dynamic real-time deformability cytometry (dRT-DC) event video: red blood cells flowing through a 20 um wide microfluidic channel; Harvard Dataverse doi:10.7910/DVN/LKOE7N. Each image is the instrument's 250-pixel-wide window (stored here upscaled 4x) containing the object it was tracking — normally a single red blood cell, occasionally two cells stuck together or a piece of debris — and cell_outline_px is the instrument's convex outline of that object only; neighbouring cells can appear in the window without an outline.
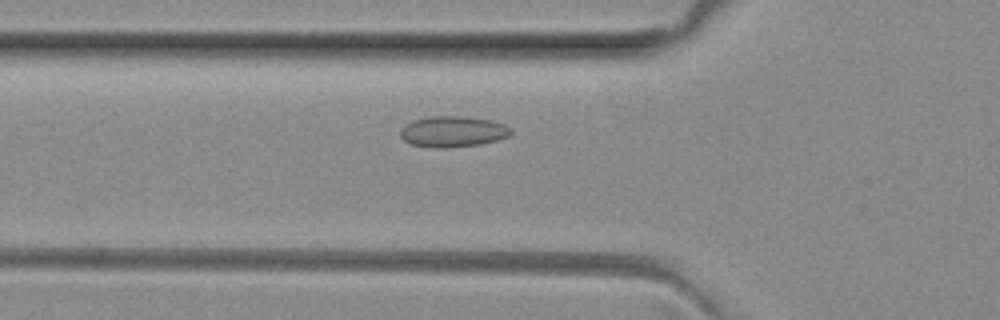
{"species": "common noctule bat (a hibernating species)", "species_latin": "Nyctalus noctula", "temperature_condition": "room temperature", "stored_images_in_passage": 48, "camera_frame_rate_fps": 3000, "um_per_image_px": 0.085, "animal": {"sex": "female", "body_mass_g": 29.2, "forearm_length_mm": 56.3}, "frame": {"image": 1, "passage_image": 15, "time_ms": 4.667, "image_size_px": [1000, 320], "cell_outline_px": [[512, 132], [508, 136], [496, 140], [480, 144], [440, 148], [436, 148], [412, 144], [404, 140], [400, 136], [400, 132], [412, 120], [428, 116], [464, 116], [492, 120], [504, 124], [512, 128]], "centroid_in_image_um": [38.52, 11.17], "position_along_channel_um": 87.3, "area_um2": 19.77}}
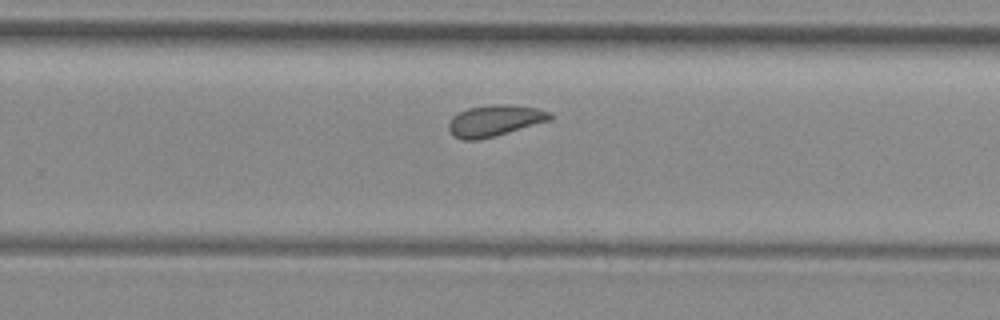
{"frame": {"image": 2, "passage_image": 30, "time_ms": 9.667, "image_size_px": [1000, 320], "cell_outline_px": [[552, 120], [496, 136], [480, 140], [460, 140], [452, 136], [448, 128], [448, 124], [452, 116], [468, 108], [492, 104], [504, 104], [536, 108], [552, 112]], "centroid_in_image_um": [42.04, 10.27], "position_along_channel_um": 287.8, "area_um2": 18.73}}
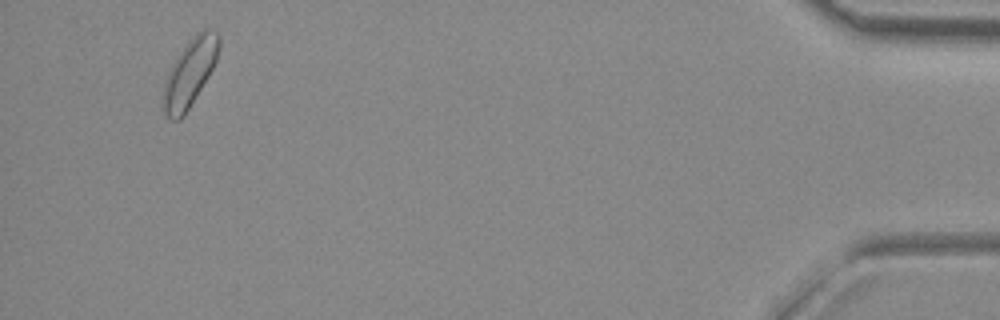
{"frame": {"image": 3, "passage_image": 46, "time_ms": 15.0, "image_size_px": [1000, 320], "cell_outline_px": [[220, 48], [216, 60], [208, 76], [184, 116], [180, 120], [168, 120], [160, 104], [160, 100], [164, 84], [168, 72], [172, 64], [184, 48], [204, 28], [208, 28], [216, 32], [220, 36]], "centroid_in_image_um": [16.09, 6.28], "position_along_channel_um": 419.1, "area_um2": 21.68}, "authors_computed_cell_mechanics": {"area_um2": 18.8139, "velocity_mm_per_s": 4.0147, "shape_relaxation_time_tau1_ms": null, "shape_relaxation_time_tau2_ms": 1.8222, "deformation_change_tau1": null, "deformation_change_tau2": 0.084}}